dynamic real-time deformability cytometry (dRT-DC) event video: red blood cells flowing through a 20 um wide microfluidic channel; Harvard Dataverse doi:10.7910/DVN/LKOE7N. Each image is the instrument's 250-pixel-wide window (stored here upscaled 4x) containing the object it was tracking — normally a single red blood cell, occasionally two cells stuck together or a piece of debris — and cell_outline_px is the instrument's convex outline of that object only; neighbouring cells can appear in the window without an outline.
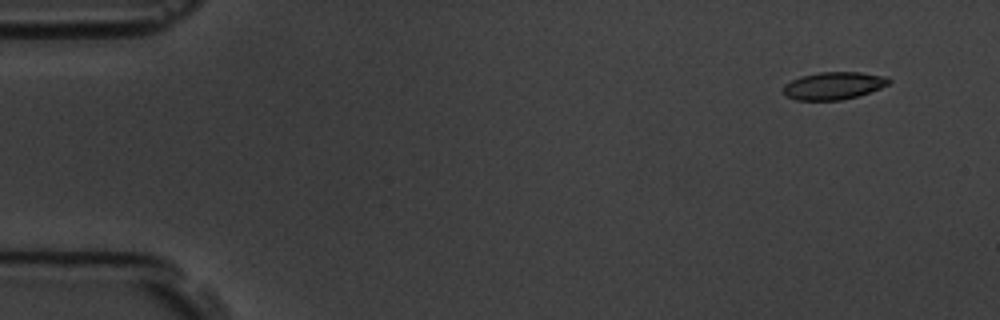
{"species": "common noctule bat (a hibernating species)", "species_latin": "Nyctalus noctula", "temperature_condition": "room temperature", "stored_images_in_passage": 5, "camera_frame_rate_fps": 3000, "um_per_image_px": 0.085, "animal": {"sex": "male", "body_mass_g": 19.5, "forearm_length_mm": 54.6}, "frame": {"image": 1, "passage_image": 1, "time_ms": 0.0, "image_size_px": [1000, 320], "cell_outline_px": [[892, 80], [888, 84], [880, 88], [856, 96], [840, 100], [796, 100], [788, 96], [784, 92], [784, 84], [800, 76], [820, 72], [860, 72], [888, 76]], "centroid_in_image_um": [70.88, 7.27], "position_along_channel_um": 14.1, "area_um2": 16.82}}